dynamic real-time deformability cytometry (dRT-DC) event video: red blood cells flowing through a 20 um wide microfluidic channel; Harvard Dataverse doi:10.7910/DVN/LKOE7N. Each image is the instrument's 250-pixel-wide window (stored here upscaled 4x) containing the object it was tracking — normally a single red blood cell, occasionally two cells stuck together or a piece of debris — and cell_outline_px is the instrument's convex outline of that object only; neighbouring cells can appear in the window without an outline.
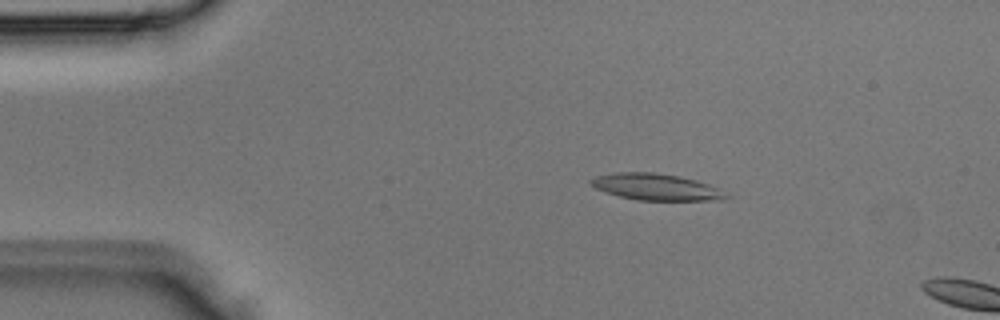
{"species": "Egyptian fruit bat (a non-hibernating species)", "species_latin": "Rousettus aegyptiacus", "temperature_condition": "room temperature", "stored_images_in_passage": 3, "camera_frame_rate_fps": 3000, "um_per_image_px": 0.085, "animal": {"sex": "male"}, "frame": {"image": 1, "passage_image": 2, "time_ms": 0.333, "image_size_px": [1000, 320], "cell_outline_px": [[732, 196], [724, 200], [636, 200], [604, 192], [588, 184], [588, 180], [596, 176], [616, 172], [656, 172], [680, 176], [696, 180], [708, 184]], "centroid_in_image_um": [55.74, 15.89], "position_along_channel_um": 29.3, "area_um2": 21.04}}